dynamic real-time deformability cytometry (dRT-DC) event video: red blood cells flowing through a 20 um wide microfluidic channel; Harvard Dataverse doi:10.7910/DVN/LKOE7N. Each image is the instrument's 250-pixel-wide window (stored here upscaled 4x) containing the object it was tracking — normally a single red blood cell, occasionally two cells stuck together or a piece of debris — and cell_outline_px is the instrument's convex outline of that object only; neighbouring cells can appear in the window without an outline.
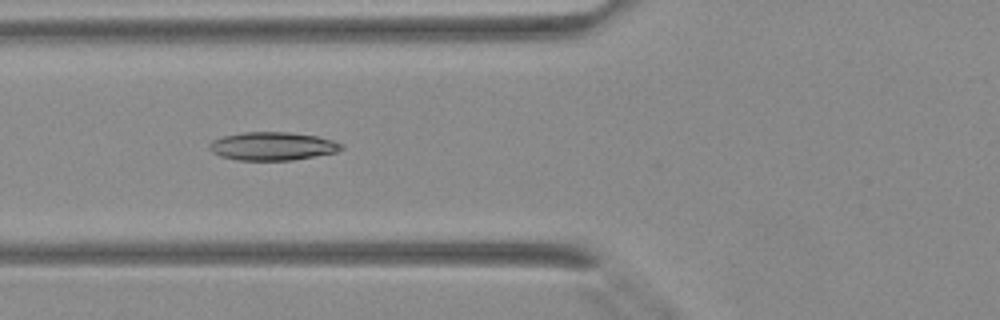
{"species": "Egyptian fruit bat (a non-hibernating species)", "species_latin": "Rousettus aegyptiacus", "temperature_condition": "warm", "stored_images_in_passage": 28, "camera_frame_rate_fps": 3000, "um_per_image_px": 0.085, "animal": {"sex": "female"}, "frame": {"image": 1, "passage_image": 6, "time_ms": 1.667, "image_size_px": [1000, 320], "cell_outline_px": [[344, 148], [336, 152], [292, 160], [236, 160], [220, 156], [212, 152], [208, 148], [208, 144], [212, 140], [224, 136], [244, 132], [288, 132], [316, 136], [332, 140], [344, 144]], "centroid_in_image_um": [23.14, 12.42], "position_along_channel_um": 102.7, "area_um2": 21.73}}
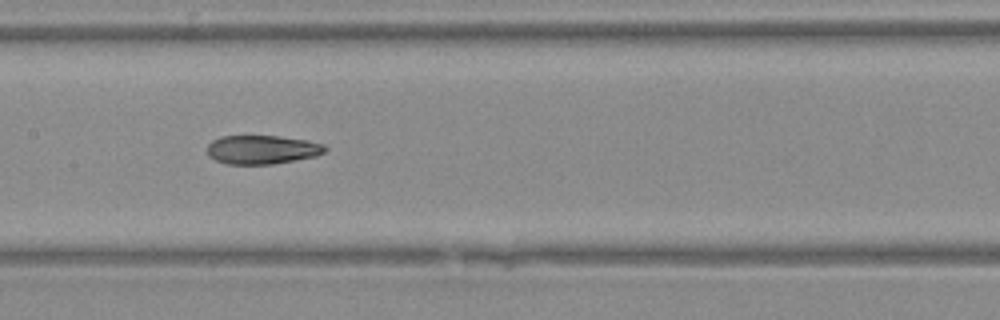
{"frame": {"image": 2, "passage_image": 11, "time_ms": 3.333, "image_size_px": [1000, 320], "cell_outline_px": [[328, 148], [324, 152], [316, 156], [272, 164], [228, 164], [216, 160], [208, 156], [208, 144], [212, 140], [220, 136], [280, 136], [304, 140], [324, 144]], "centroid_in_image_um": [22.27, 12.71], "position_along_channel_um": 185.1, "area_um2": 19.71}}
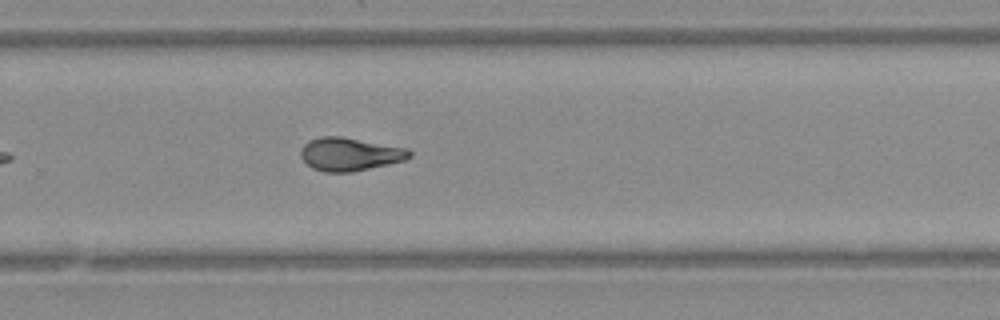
{"frame": {"image": 3, "passage_image": 18, "time_ms": 5.667, "image_size_px": [1000, 320], "cell_outline_px": [[412, 156], [404, 160], [388, 164], [352, 172], [324, 172], [312, 168], [300, 156], [300, 148], [304, 144], [320, 136], [340, 136], [408, 148], [412, 152]], "centroid_in_image_um": [29.73, 13.1], "position_along_channel_um": 300.1, "area_um2": 20.98}}